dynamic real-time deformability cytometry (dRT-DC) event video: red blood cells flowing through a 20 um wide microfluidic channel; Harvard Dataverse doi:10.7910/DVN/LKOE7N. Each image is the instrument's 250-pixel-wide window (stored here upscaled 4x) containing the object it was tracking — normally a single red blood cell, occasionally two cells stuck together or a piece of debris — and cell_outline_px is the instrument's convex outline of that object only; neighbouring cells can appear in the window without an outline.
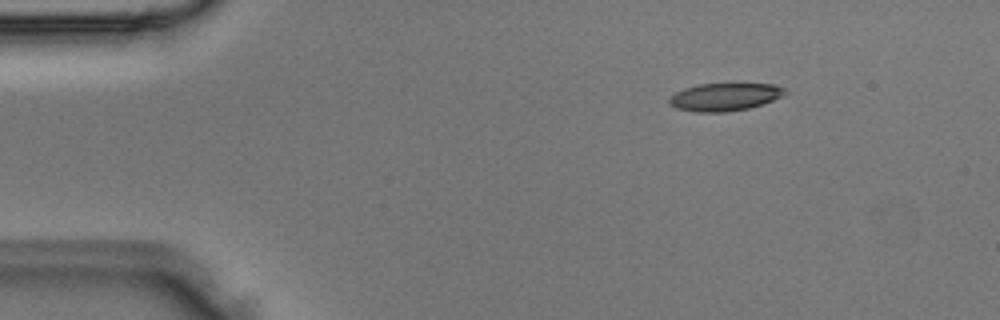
{"species": "Egyptian fruit bat (a non-hibernating species)", "species_latin": "Rousettus aegyptiacus", "temperature_condition": "room temperature", "stored_images_in_passage": 4, "segment_of_instrument_passage": [1, 2], "camera_frame_rate_fps": 3000, "um_per_image_px": 0.085, "animal": {"sex": "male"}, "frame": {"image": 1, "passage_image": 2, "time_ms": 0.333, "image_size_px": [1000, 320], "cell_outline_px": [[788, 92], [772, 100], [748, 108], [724, 112], [696, 112], [676, 108], [668, 104], [668, 100], [676, 92], [684, 88], [700, 84], [736, 80], [776, 84], [784, 88]], "centroid_in_image_um": [61.63, 8.17], "position_along_channel_um": 23.4, "area_um2": 19.59}}